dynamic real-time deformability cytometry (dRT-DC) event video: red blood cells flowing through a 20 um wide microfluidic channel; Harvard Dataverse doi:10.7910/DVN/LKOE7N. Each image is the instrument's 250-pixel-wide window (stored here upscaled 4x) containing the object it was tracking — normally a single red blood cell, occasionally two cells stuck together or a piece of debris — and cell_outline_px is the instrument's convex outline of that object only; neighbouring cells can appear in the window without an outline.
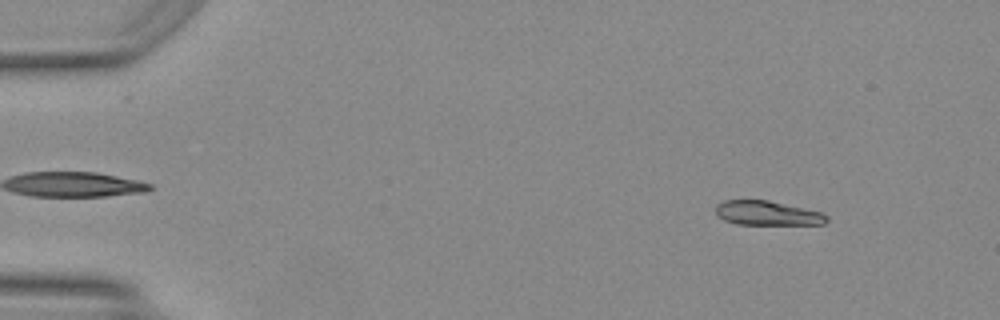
{"species": "Egyptian fruit bat (a non-hibernating species)", "species_latin": "Rousettus aegyptiacus", "temperature_condition": "warm", "stored_images_in_passage": 48, "camera_frame_rate_fps": 3000, "um_per_image_px": 0.085, "animal": {"sex": "female"}, "frame": {"image": 1, "passage_image": 5, "time_ms": 1.333, "image_size_px": [1000, 320], "cell_outline_px": [[828, 220], [824, 224], [736, 224], [724, 220], [716, 216], [716, 204], [724, 200], [768, 200], [820, 212], [828, 216]], "centroid_in_image_um": [65.17, 18.12], "position_along_channel_um": 19.8, "area_um2": 15.66}}
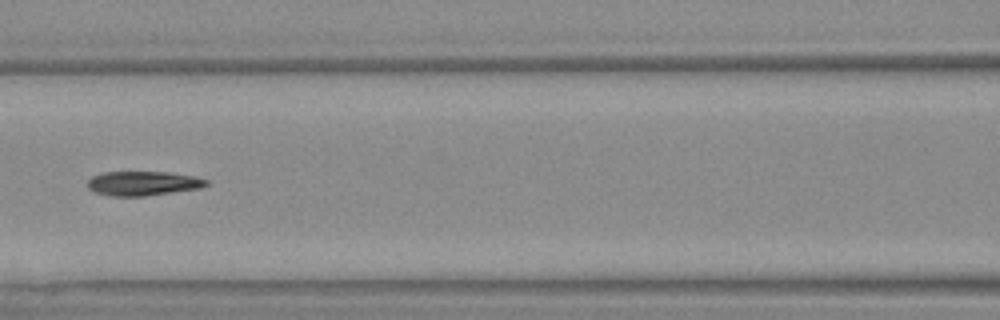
{"frame": {"image": 2, "passage_image": 22, "time_ms": 7.0, "image_size_px": [1000, 320], "cell_outline_px": [[208, 184], [200, 188], [144, 196], [108, 196], [96, 192], [88, 188], [88, 180], [92, 176], [104, 172], [168, 172], [192, 176], [208, 180]], "centroid_in_image_um": [12.13, 15.59], "position_along_channel_um": 154.5, "area_um2": 16.7}}
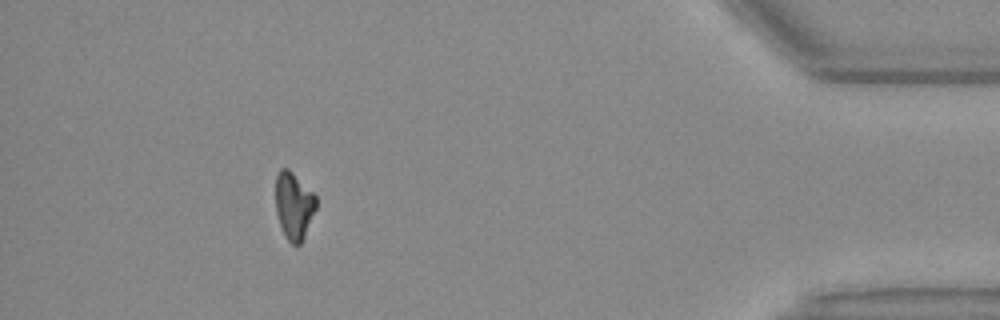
{"frame": {"image": 3, "passage_image": 44, "time_ms": 14.333, "image_size_px": [1000, 320], "cell_outline_px": [[316, 208], [304, 236], [300, 244], [292, 244], [288, 240], [280, 224], [276, 212], [276, 176], [280, 168], [288, 168], [316, 196]], "centroid_in_image_um": [24.97, 17.46], "position_along_channel_um": 410.2, "area_um2": 15.49}}